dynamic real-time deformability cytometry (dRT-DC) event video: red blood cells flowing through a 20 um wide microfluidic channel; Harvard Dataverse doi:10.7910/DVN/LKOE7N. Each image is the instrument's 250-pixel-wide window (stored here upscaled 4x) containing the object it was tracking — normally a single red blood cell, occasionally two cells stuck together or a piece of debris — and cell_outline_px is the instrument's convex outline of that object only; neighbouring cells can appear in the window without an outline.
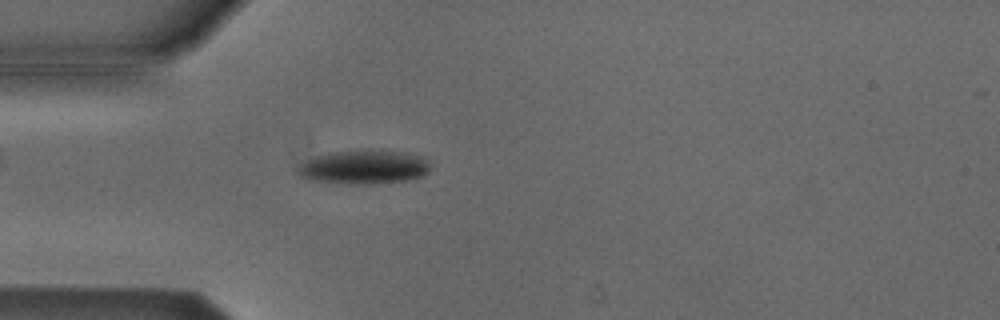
{"species": "Egyptian fruit bat (a non-hibernating species)", "species_latin": "Rousettus aegyptiacus", "temperature_condition": "cold", "stored_images_in_passage": 53, "camera_frame_rate_fps": 3000, "um_per_image_px": 0.085, "animal": {"sex": "male"}, "frame": {"image": 1, "passage_image": 15, "time_ms": 4.667, "image_size_px": [1000, 320], "cell_outline_px": [[428, 172], [420, 176], [408, 180], [372, 184], [348, 184], [308, 180], [300, 176], [296, 172], [296, 168], [300, 164], [316, 156], [328, 152], [360, 148], [380, 148], [404, 152], [420, 156], [428, 160]], "centroid_in_image_um": [30.89, 14.17], "position_along_channel_um": 54.1, "area_um2": 26.99}}
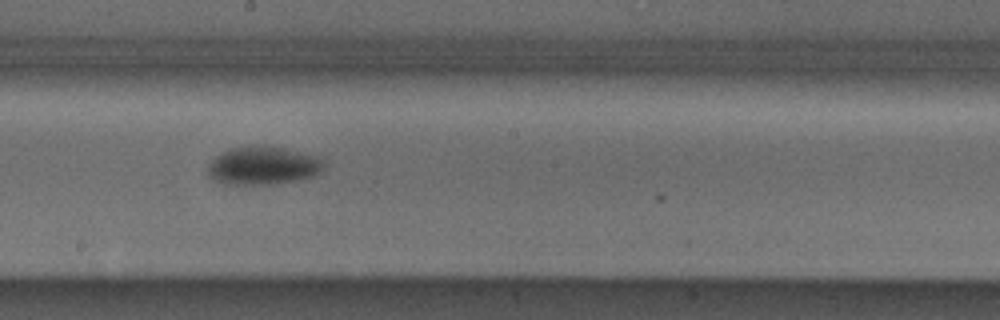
{"frame": {"image": 2, "passage_image": 29, "time_ms": 9.333, "image_size_px": [1000, 320], "cell_outline_px": [[324, 168], [312, 176], [296, 180], [276, 184], [224, 184], [212, 180], [208, 176], [208, 164], [220, 152], [232, 148], [264, 144], [320, 156], [324, 164]], "centroid_in_image_um": [22.33, 14.07], "position_along_channel_um": 225.9, "area_um2": 26.07}}
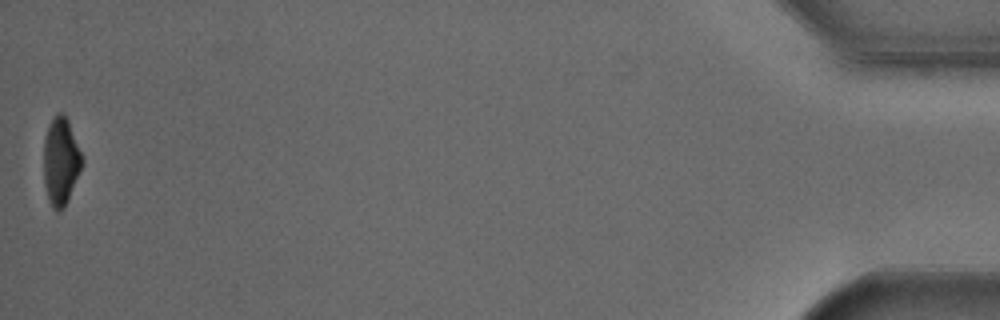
{"frame": {"image": 3, "passage_image": 53, "time_ms": 17.333, "image_size_px": [1000, 320], "cell_outline_px": [[84, 160], [68, 200], [64, 208], [60, 212], [56, 212], [52, 208], [48, 200], [44, 184], [44, 140], [48, 128], [56, 112], [60, 112], [68, 120]], "centroid_in_image_um": [5.16, 13.76], "position_along_channel_um": 430.0, "area_um2": 19.48}, "authors_computed_cell_mechanics": {"area_um2": 22.9466, "velocity_mm_per_s": 3.829, "shape_relaxation_time_tau1_ms": 2.0204, "shape_relaxation_time_tau2_ms": null, "deformation_change_tau1": 0.1106, "deformation_change_tau2": null}}